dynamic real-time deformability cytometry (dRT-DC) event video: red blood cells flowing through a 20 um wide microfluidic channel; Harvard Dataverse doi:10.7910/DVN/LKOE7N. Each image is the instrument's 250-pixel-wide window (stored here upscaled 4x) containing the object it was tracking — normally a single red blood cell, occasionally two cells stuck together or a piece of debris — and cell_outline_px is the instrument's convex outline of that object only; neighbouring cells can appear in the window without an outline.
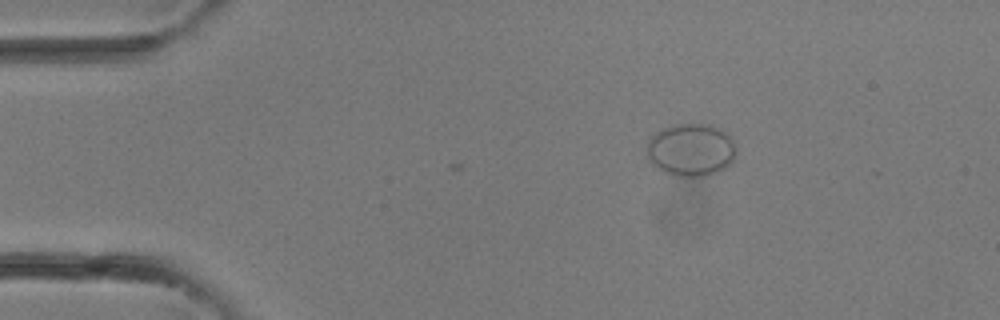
{"species": "common noctule bat (a hibernating species)", "species_latin": "Nyctalus noctula", "temperature_condition": "room temperature", "stored_images_in_passage": 2, "camera_frame_rate_fps": 3000, "um_per_image_px": 0.085, "animal": {"sex": "female"}, "frame": {"image": 1, "passage_image": 2, "time_ms": 0.333, "image_size_px": [1000, 320], "cell_outline_px": [[736, 156], [732, 164], [716, 172], [704, 176], [676, 176], [660, 168], [648, 156], [648, 140], [656, 132], [664, 128], [676, 124], [708, 124], [720, 128], [732, 140], [736, 148]], "centroid_in_image_um": [58.79, 12.72], "position_along_channel_um": 26.2, "area_um2": 26.99}}